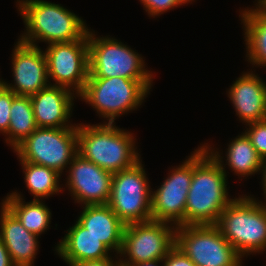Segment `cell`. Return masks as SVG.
<instances>
[{"mask_svg":"<svg viewBox=\"0 0 266 266\" xmlns=\"http://www.w3.org/2000/svg\"><path fill=\"white\" fill-rule=\"evenodd\" d=\"M164 263L165 266H195V264L176 245L170 249L167 256L164 258Z\"/></svg>","mask_w":266,"mask_h":266,"instance_id":"obj_28","label":"cell"},{"mask_svg":"<svg viewBox=\"0 0 266 266\" xmlns=\"http://www.w3.org/2000/svg\"><path fill=\"white\" fill-rule=\"evenodd\" d=\"M66 231L67 233L63 239L55 247V251L69 266L82 261L106 258L111 255V250L89 233L77 220Z\"/></svg>","mask_w":266,"mask_h":266,"instance_id":"obj_19","label":"cell"},{"mask_svg":"<svg viewBox=\"0 0 266 266\" xmlns=\"http://www.w3.org/2000/svg\"><path fill=\"white\" fill-rule=\"evenodd\" d=\"M261 173H262V186H263V192H264V196L266 199V160L263 161V166H262V170H261Z\"/></svg>","mask_w":266,"mask_h":266,"instance_id":"obj_32","label":"cell"},{"mask_svg":"<svg viewBox=\"0 0 266 266\" xmlns=\"http://www.w3.org/2000/svg\"><path fill=\"white\" fill-rule=\"evenodd\" d=\"M255 8H244L239 17L243 23L247 61L266 66V1L257 0Z\"/></svg>","mask_w":266,"mask_h":266,"instance_id":"obj_20","label":"cell"},{"mask_svg":"<svg viewBox=\"0 0 266 266\" xmlns=\"http://www.w3.org/2000/svg\"><path fill=\"white\" fill-rule=\"evenodd\" d=\"M77 221L119 257L126 225L107 204L83 205Z\"/></svg>","mask_w":266,"mask_h":266,"instance_id":"obj_18","label":"cell"},{"mask_svg":"<svg viewBox=\"0 0 266 266\" xmlns=\"http://www.w3.org/2000/svg\"><path fill=\"white\" fill-rule=\"evenodd\" d=\"M175 245L195 266H242V257L216 225H181L175 230Z\"/></svg>","mask_w":266,"mask_h":266,"instance_id":"obj_9","label":"cell"},{"mask_svg":"<svg viewBox=\"0 0 266 266\" xmlns=\"http://www.w3.org/2000/svg\"><path fill=\"white\" fill-rule=\"evenodd\" d=\"M0 266H15L0 237Z\"/></svg>","mask_w":266,"mask_h":266,"instance_id":"obj_30","label":"cell"},{"mask_svg":"<svg viewBox=\"0 0 266 266\" xmlns=\"http://www.w3.org/2000/svg\"><path fill=\"white\" fill-rule=\"evenodd\" d=\"M68 166L65 187L75 203L83 205L107 204L111 194L113 174L77 154Z\"/></svg>","mask_w":266,"mask_h":266,"instance_id":"obj_13","label":"cell"},{"mask_svg":"<svg viewBox=\"0 0 266 266\" xmlns=\"http://www.w3.org/2000/svg\"><path fill=\"white\" fill-rule=\"evenodd\" d=\"M16 94L4 84L0 85V133L8 132L10 122V108Z\"/></svg>","mask_w":266,"mask_h":266,"instance_id":"obj_26","label":"cell"},{"mask_svg":"<svg viewBox=\"0 0 266 266\" xmlns=\"http://www.w3.org/2000/svg\"><path fill=\"white\" fill-rule=\"evenodd\" d=\"M160 262L163 263L161 266H165L164 259L140 262V263L135 264L134 266H160V265H157V264H160Z\"/></svg>","mask_w":266,"mask_h":266,"instance_id":"obj_31","label":"cell"},{"mask_svg":"<svg viewBox=\"0 0 266 266\" xmlns=\"http://www.w3.org/2000/svg\"><path fill=\"white\" fill-rule=\"evenodd\" d=\"M146 175L140 160L133 167L112 176L111 194L107 205L125 225L152 220V188Z\"/></svg>","mask_w":266,"mask_h":266,"instance_id":"obj_8","label":"cell"},{"mask_svg":"<svg viewBox=\"0 0 266 266\" xmlns=\"http://www.w3.org/2000/svg\"><path fill=\"white\" fill-rule=\"evenodd\" d=\"M143 4L144 10L151 17L159 16L166 11L191 3L194 0H139Z\"/></svg>","mask_w":266,"mask_h":266,"instance_id":"obj_27","label":"cell"},{"mask_svg":"<svg viewBox=\"0 0 266 266\" xmlns=\"http://www.w3.org/2000/svg\"><path fill=\"white\" fill-rule=\"evenodd\" d=\"M210 144L204 143V148L216 159L221 168L225 171V165L234 171V173L239 177H248L249 175H255V173L260 174L263 166V159L256 152L255 148L250 142V139L246 136L244 132L234 138L226 149V159L224 164L223 157L219 151L214 150L209 146ZM224 165V166H223Z\"/></svg>","mask_w":266,"mask_h":266,"instance_id":"obj_21","label":"cell"},{"mask_svg":"<svg viewBox=\"0 0 266 266\" xmlns=\"http://www.w3.org/2000/svg\"><path fill=\"white\" fill-rule=\"evenodd\" d=\"M244 131L259 156L266 160V120L245 124Z\"/></svg>","mask_w":266,"mask_h":266,"instance_id":"obj_25","label":"cell"},{"mask_svg":"<svg viewBox=\"0 0 266 266\" xmlns=\"http://www.w3.org/2000/svg\"><path fill=\"white\" fill-rule=\"evenodd\" d=\"M175 230L174 225L155 220L127 224L119 254L120 266L164 259L175 245Z\"/></svg>","mask_w":266,"mask_h":266,"instance_id":"obj_10","label":"cell"},{"mask_svg":"<svg viewBox=\"0 0 266 266\" xmlns=\"http://www.w3.org/2000/svg\"><path fill=\"white\" fill-rule=\"evenodd\" d=\"M188 157L181 165L172 168L161 186L152 191V220L175 227L185 225V205L192 182V153Z\"/></svg>","mask_w":266,"mask_h":266,"instance_id":"obj_12","label":"cell"},{"mask_svg":"<svg viewBox=\"0 0 266 266\" xmlns=\"http://www.w3.org/2000/svg\"><path fill=\"white\" fill-rule=\"evenodd\" d=\"M95 31H88V78L123 77L133 80H153L152 71L145 66V60L123 42L108 37H96Z\"/></svg>","mask_w":266,"mask_h":266,"instance_id":"obj_6","label":"cell"},{"mask_svg":"<svg viewBox=\"0 0 266 266\" xmlns=\"http://www.w3.org/2000/svg\"><path fill=\"white\" fill-rule=\"evenodd\" d=\"M72 266H120V262L119 259L114 261L112 256H109L102 259L82 261Z\"/></svg>","mask_w":266,"mask_h":266,"instance_id":"obj_29","label":"cell"},{"mask_svg":"<svg viewBox=\"0 0 266 266\" xmlns=\"http://www.w3.org/2000/svg\"><path fill=\"white\" fill-rule=\"evenodd\" d=\"M20 164L25 174L24 182L34 199L44 200L63 190L60 186L62 175L55 170L26 161H20Z\"/></svg>","mask_w":266,"mask_h":266,"instance_id":"obj_24","label":"cell"},{"mask_svg":"<svg viewBox=\"0 0 266 266\" xmlns=\"http://www.w3.org/2000/svg\"><path fill=\"white\" fill-rule=\"evenodd\" d=\"M17 5L26 27L19 37L21 42L38 46L41 41L50 45L79 40L88 34L89 29L83 19L61 4L44 0H17Z\"/></svg>","mask_w":266,"mask_h":266,"instance_id":"obj_3","label":"cell"},{"mask_svg":"<svg viewBox=\"0 0 266 266\" xmlns=\"http://www.w3.org/2000/svg\"><path fill=\"white\" fill-rule=\"evenodd\" d=\"M241 75L228 90L239 120L245 124L266 120V83L251 70Z\"/></svg>","mask_w":266,"mask_h":266,"instance_id":"obj_16","label":"cell"},{"mask_svg":"<svg viewBox=\"0 0 266 266\" xmlns=\"http://www.w3.org/2000/svg\"><path fill=\"white\" fill-rule=\"evenodd\" d=\"M14 152L19 161L46 166L61 175L78 154L77 127H38Z\"/></svg>","mask_w":266,"mask_h":266,"instance_id":"obj_7","label":"cell"},{"mask_svg":"<svg viewBox=\"0 0 266 266\" xmlns=\"http://www.w3.org/2000/svg\"><path fill=\"white\" fill-rule=\"evenodd\" d=\"M0 237L15 266H34L38 253L37 235L29 232L2 204L0 210Z\"/></svg>","mask_w":266,"mask_h":266,"instance_id":"obj_17","label":"cell"},{"mask_svg":"<svg viewBox=\"0 0 266 266\" xmlns=\"http://www.w3.org/2000/svg\"><path fill=\"white\" fill-rule=\"evenodd\" d=\"M226 178V170L221 168L203 144L194 150L185 225H216L223 210L233 200L228 197Z\"/></svg>","mask_w":266,"mask_h":266,"instance_id":"obj_1","label":"cell"},{"mask_svg":"<svg viewBox=\"0 0 266 266\" xmlns=\"http://www.w3.org/2000/svg\"><path fill=\"white\" fill-rule=\"evenodd\" d=\"M12 77L14 85L3 84L19 96H33L52 83L48 80L47 61L43 50L21 42L14 45L12 53Z\"/></svg>","mask_w":266,"mask_h":266,"instance_id":"obj_14","label":"cell"},{"mask_svg":"<svg viewBox=\"0 0 266 266\" xmlns=\"http://www.w3.org/2000/svg\"><path fill=\"white\" fill-rule=\"evenodd\" d=\"M78 154L114 174L133 167L141 160L133 133L114 124L77 123ZM128 131V132H127Z\"/></svg>","mask_w":266,"mask_h":266,"instance_id":"obj_2","label":"cell"},{"mask_svg":"<svg viewBox=\"0 0 266 266\" xmlns=\"http://www.w3.org/2000/svg\"><path fill=\"white\" fill-rule=\"evenodd\" d=\"M216 226L242 258L266 250V203L251 195L234 197Z\"/></svg>","mask_w":266,"mask_h":266,"instance_id":"obj_4","label":"cell"},{"mask_svg":"<svg viewBox=\"0 0 266 266\" xmlns=\"http://www.w3.org/2000/svg\"><path fill=\"white\" fill-rule=\"evenodd\" d=\"M43 52L48 80L55 82L51 85L66 87L78 97L89 75L88 34L79 40L52 43Z\"/></svg>","mask_w":266,"mask_h":266,"instance_id":"obj_11","label":"cell"},{"mask_svg":"<svg viewBox=\"0 0 266 266\" xmlns=\"http://www.w3.org/2000/svg\"><path fill=\"white\" fill-rule=\"evenodd\" d=\"M23 200L22 194L14 191L7 194L2 200V204L20 221L26 230L40 236L49 229L51 211L42 202L43 200L33 199L30 202Z\"/></svg>","mask_w":266,"mask_h":266,"instance_id":"obj_22","label":"cell"},{"mask_svg":"<svg viewBox=\"0 0 266 266\" xmlns=\"http://www.w3.org/2000/svg\"><path fill=\"white\" fill-rule=\"evenodd\" d=\"M75 93L62 86L49 85L30 97L35 122L40 128L77 127L71 124Z\"/></svg>","mask_w":266,"mask_h":266,"instance_id":"obj_15","label":"cell"},{"mask_svg":"<svg viewBox=\"0 0 266 266\" xmlns=\"http://www.w3.org/2000/svg\"><path fill=\"white\" fill-rule=\"evenodd\" d=\"M37 128L30 97L16 95L10 108V122L5 142L14 150Z\"/></svg>","mask_w":266,"mask_h":266,"instance_id":"obj_23","label":"cell"},{"mask_svg":"<svg viewBox=\"0 0 266 266\" xmlns=\"http://www.w3.org/2000/svg\"><path fill=\"white\" fill-rule=\"evenodd\" d=\"M153 80H133L123 77L88 78L83 91L78 95L89 103L106 123L141 106L150 93Z\"/></svg>","mask_w":266,"mask_h":266,"instance_id":"obj_5","label":"cell"},{"mask_svg":"<svg viewBox=\"0 0 266 266\" xmlns=\"http://www.w3.org/2000/svg\"><path fill=\"white\" fill-rule=\"evenodd\" d=\"M1 84H3V80H2V78L0 79V85H1Z\"/></svg>","mask_w":266,"mask_h":266,"instance_id":"obj_33","label":"cell"}]
</instances>
